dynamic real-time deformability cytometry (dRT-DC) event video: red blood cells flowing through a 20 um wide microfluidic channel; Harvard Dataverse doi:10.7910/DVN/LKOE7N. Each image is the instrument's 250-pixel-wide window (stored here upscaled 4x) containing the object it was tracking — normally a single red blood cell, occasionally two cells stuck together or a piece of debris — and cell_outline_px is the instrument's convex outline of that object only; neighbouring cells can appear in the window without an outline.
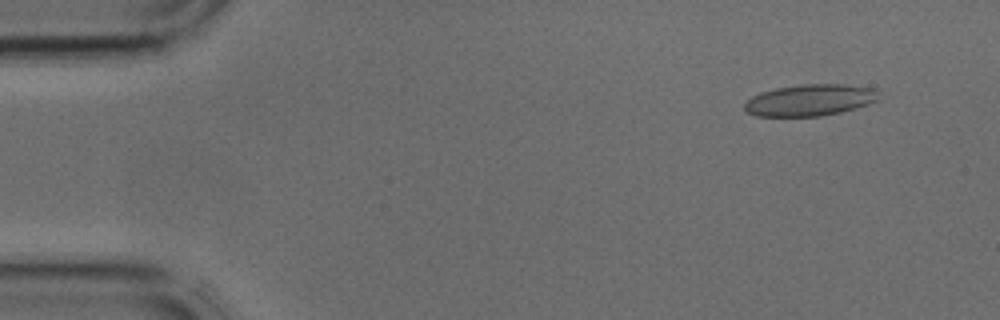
{"species": "common noctule bat (a hibernating species)", "species_latin": "Nyctalus noctula", "temperature_condition": "cold", "stored_images_in_passage": 11, "camera_frame_rate_fps": 3000, "um_per_image_px": 0.085, "animal": {"sex": "male", "body_mass_g": 17.9, "forearm_length_mm": 54.2}, "frame": {"image": 1, "passage_image": 4, "time_ms": 1.0, "image_size_px": [1000, 320], "cell_outline_px": [[880, 100], [856, 108], [840, 112], [820, 116], [756, 116], [748, 112], [744, 108], [744, 104], [752, 96], [760, 92], [776, 88], [800, 84], [840, 84], [876, 88]], "centroid_in_image_um": [68.86, 8.5], "position_along_channel_um": 16.1, "area_um2": 24.74}}